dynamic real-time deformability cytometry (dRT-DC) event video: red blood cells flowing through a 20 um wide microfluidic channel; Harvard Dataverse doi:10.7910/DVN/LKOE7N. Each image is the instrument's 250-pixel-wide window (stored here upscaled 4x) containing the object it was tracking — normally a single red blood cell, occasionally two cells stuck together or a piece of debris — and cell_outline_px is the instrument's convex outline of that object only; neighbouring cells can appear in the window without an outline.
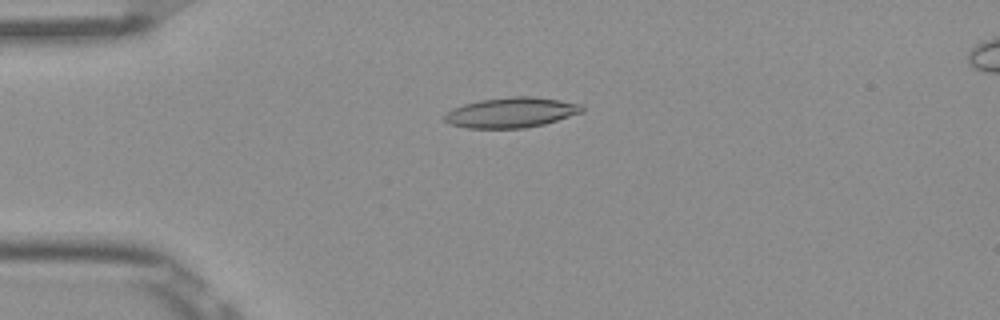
{"species": "Egyptian fruit bat (a non-hibernating species)", "species_latin": "Rousettus aegyptiacus", "temperature_condition": "room temperature", "stored_images_in_passage": 52, "camera_frame_rate_fps": 3000, "um_per_image_px": 0.085, "frame": {"image": 1, "passage_image": 13, "time_ms": 4.0, "image_size_px": [1000, 320], "cell_outline_px": [[584, 112], [544, 124], [524, 128], [468, 128], [448, 124], [444, 120], [444, 116], [452, 108], [464, 104], [480, 100], [508, 96], [532, 96], [560, 100], [584, 104]], "centroid_in_image_um": [43.48, 9.56], "position_along_channel_um": 41.5, "area_um2": 24.39}}
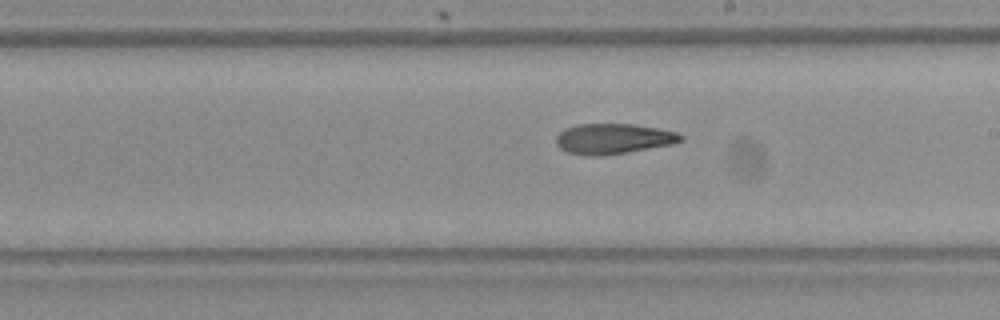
{"frame": {"image": 2, "passage_image": 30, "time_ms": 9.667, "image_size_px": [1000, 320], "cell_outline_px": [[684, 140], [672, 144], [628, 152], [604, 156], [592, 156], [568, 152], [560, 148], [556, 144], [556, 136], [564, 128], [576, 124], [636, 124], [676, 132], [684, 136]], "centroid_in_image_um": [52.12, 11.79], "position_along_channel_um": 236.9, "area_um2": 22.14}}
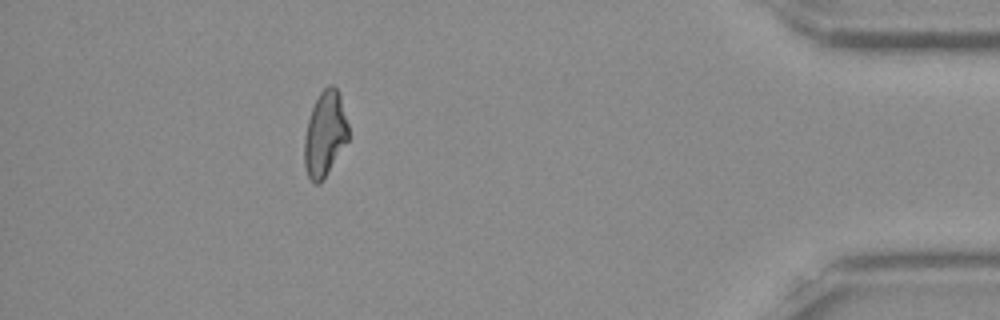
{"frame": {"image": 3, "passage_image": 47, "time_ms": 15.333, "image_size_px": [1000, 320], "cell_outline_px": [[348, 140], [320, 184], [316, 184], [308, 176], [304, 164], [304, 136], [308, 120], [312, 108], [320, 92], [328, 84], [332, 84], [336, 88], [340, 96], [348, 124]], "centroid_in_image_um": [27.61, 11.38], "position_along_channel_um": 407.6, "area_um2": 21.62}}